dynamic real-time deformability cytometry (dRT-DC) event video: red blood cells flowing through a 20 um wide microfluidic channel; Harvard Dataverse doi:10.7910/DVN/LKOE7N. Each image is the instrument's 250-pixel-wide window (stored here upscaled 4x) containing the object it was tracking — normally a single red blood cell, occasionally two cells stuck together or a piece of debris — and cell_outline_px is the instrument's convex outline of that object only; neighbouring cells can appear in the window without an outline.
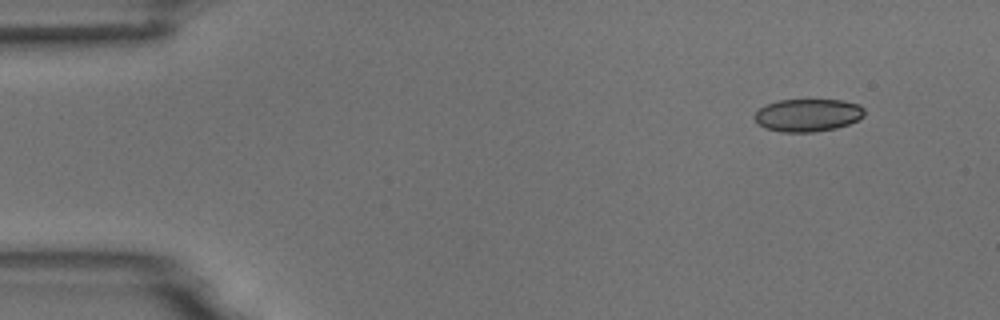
{"species": "common noctule bat (a hibernating species)", "species_latin": "Nyctalus noctula", "temperature_condition": "room temperature", "stored_images_in_passage": 50, "camera_frame_rate_fps": 3000, "um_per_image_px": 0.085, "animal": {"sex": "male", "body_mass_g": 18.8}, "frame": {"image": 1, "passage_image": 1, "time_ms": 0.0, "image_size_px": [1000, 320], "cell_outline_px": [[864, 116], [848, 124], [836, 128], [812, 132], [780, 132], [764, 128], [756, 124], [752, 116], [760, 108], [768, 104], [780, 100], [840, 100], [860, 104], [864, 108]], "centroid_in_image_um": [68.63, 9.79], "position_along_channel_um": 16.4, "area_um2": 21.04}}
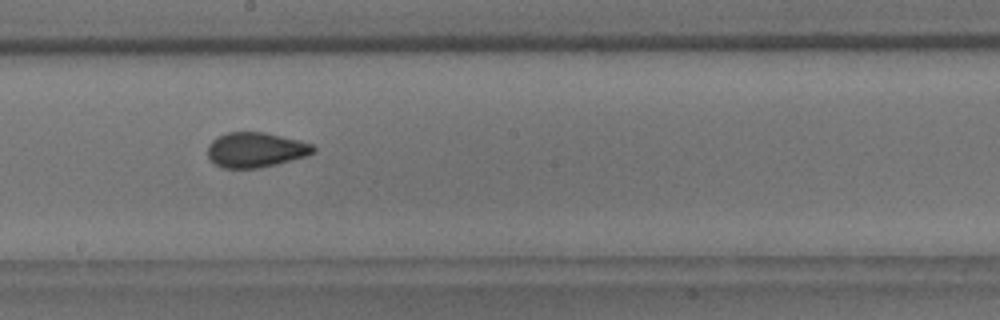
{"frame": {"image": 2, "passage_image": 26, "time_ms": 8.333, "image_size_px": [1000, 320], "cell_outline_px": [[316, 152], [308, 156], [260, 168], [220, 168], [208, 160], [208, 144], [216, 136], [228, 132], [264, 132], [300, 140], [312, 144], [316, 148]], "centroid_in_image_um": [21.72, 12.74], "position_along_channel_um": 226.5, "area_um2": 21.91}}
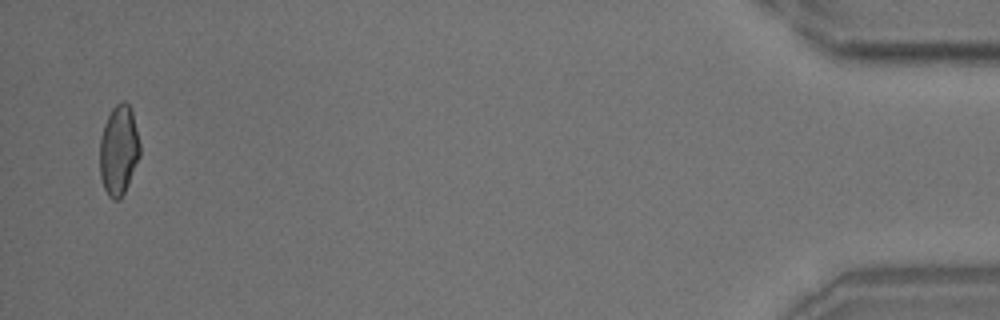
{"frame": {"image": 3, "passage_image": 49, "time_ms": 16.0, "image_size_px": [1000, 320], "cell_outline_px": [[140, 156], [128, 184], [120, 200], [112, 200], [108, 196], [104, 188], [100, 176], [100, 140], [104, 124], [112, 108], [120, 100], [124, 100], [128, 104], [132, 112], [140, 144]], "centroid_in_image_um": [10.09, 12.77], "position_along_channel_um": 425.1, "area_um2": 21.04}, "authors_computed_cell_mechanics": {"area_um2": 21.5883, "velocity_mm_per_s": 3.7133, "shape_relaxation_time_tau1_ms": 9.1402, "shape_relaxation_time_tau2_ms": 0.8441, "deformation_change_tau1": 0.1807, "deformation_change_tau2": 0.0548}}